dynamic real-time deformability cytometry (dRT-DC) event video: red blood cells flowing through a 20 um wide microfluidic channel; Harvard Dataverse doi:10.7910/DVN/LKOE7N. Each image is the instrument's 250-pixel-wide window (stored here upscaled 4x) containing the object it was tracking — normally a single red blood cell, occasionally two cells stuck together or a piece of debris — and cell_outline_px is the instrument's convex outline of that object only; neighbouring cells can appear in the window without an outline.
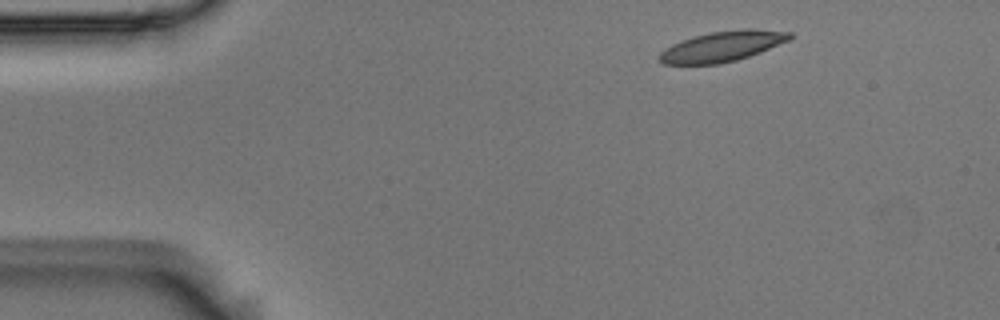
{"species": "Egyptian fruit bat (a non-hibernating species)", "species_latin": "Rousettus aegyptiacus", "temperature_condition": "room temperature", "stored_images_in_passage": 3, "camera_frame_rate_fps": 3000, "um_per_image_px": 0.085, "animal": {"sex": "male"}, "frame": {"image": 1, "passage_image": 1, "time_ms": 0.0, "image_size_px": [1000, 320], "cell_outline_px": [[792, 36], [788, 40], [760, 52], [736, 60], [720, 64], [664, 64], [660, 60], [660, 52], [664, 48], [672, 44], [692, 36], [712, 32], [740, 28], [756, 28], [792, 32]], "centroid_in_image_um": [61.4, 3.92], "position_along_channel_um": 23.6, "area_um2": 23.06}}